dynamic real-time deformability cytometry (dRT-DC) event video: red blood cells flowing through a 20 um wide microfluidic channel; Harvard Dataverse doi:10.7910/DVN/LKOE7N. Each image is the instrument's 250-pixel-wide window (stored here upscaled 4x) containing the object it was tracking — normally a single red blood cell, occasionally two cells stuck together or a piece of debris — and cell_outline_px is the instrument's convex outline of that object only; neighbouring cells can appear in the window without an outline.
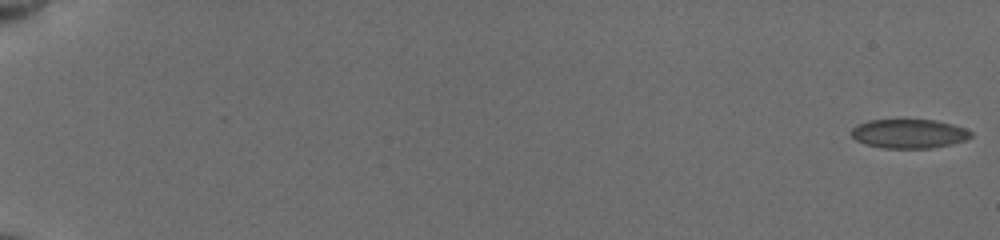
{"species": "common noctule bat (a hibernating species)", "species_latin": "Nyctalus noctula", "temperature_condition": "cold", "stored_images_in_passage": 38, "camera_frame_rate_fps": 3000, "um_per_image_px": 0.085, "animal": {"sex": "female", "body_mass_g": 19.5, "forearm_length_mm": 54.1}, "frame": {"image": 1, "passage_image": 1, "time_ms": 0.0, "image_size_px": [1000, 240], "cell_outline_px": [[972, 136], [964, 140], [948, 144], [928, 148], [884, 148], [868, 144], [856, 140], [852, 136], [852, 128], [868, 120], [932, 120], [952, 124], [964, 128], [972, 132]], "centroid_in_image_um": [77.26, 11.36], "position_along_channel_um": 7.7, "area_um2": 19.83}}
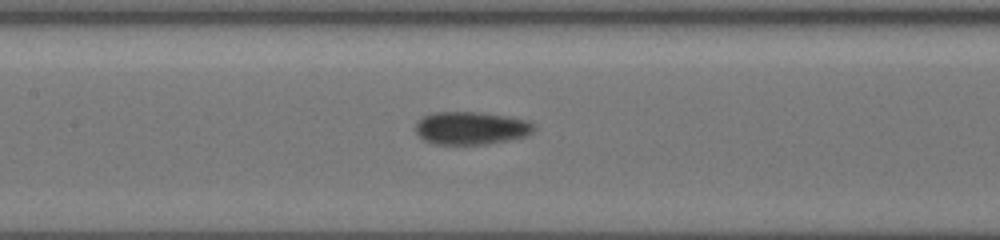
{"frame": {"image": 2, "passage_image": 23, "time_ms": 9.667, "image_size_px": [1000, 240], "cell_outline_px": [[536, 128], [532, 132], [524, 136], [508, 140], [488, 144], [432, 144], [424, 140], [416, 132], [416, 124], [424, 116], [432, 112], [480, 112], [512, 116], [528, 120], [536, 124]], "centroid_in_image_um": [40.09, 10.88], "position_along_channel_um": 167.3, "area_um2": 22.89}}
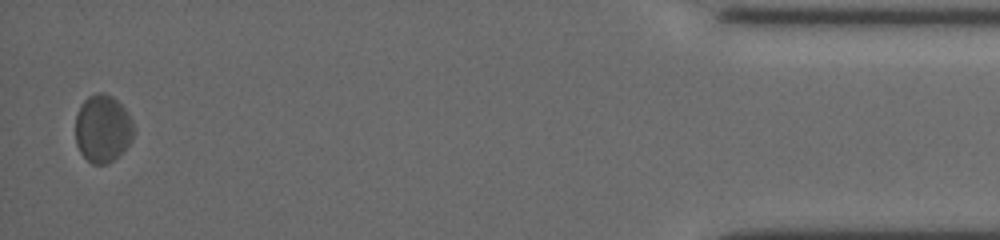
{"frame": {"image": 3, "passage_image": 38, "time_ms": 18.333, "image_size_px": [1000, 240], "cell_outline_px": [[132, 136], [128, 144], [120, 156], [108, 164], [92, 164], [80, 152], [76, 144], [76, 116], [80, 104], [88, 96], [96, 92], [100, 92], [112, 96], [128, 112], [132, 120]], "centroid_in_image_um": [8.71, 10.93], "position_along_channel_um": 426.5, "area_um2": 22.95}, "authors_computed_cell_mechanics": {"area_um2": 21.5594, "velocity_mm_per_s": 3.7819, "shape_relaxation_time_tau1_ms": 1.1037, "shape_relaxation_time_tau2_ms": 3.0449, "deformation_change_tau1": 0.0203, "deformation_change_tau2": 0.0557}}